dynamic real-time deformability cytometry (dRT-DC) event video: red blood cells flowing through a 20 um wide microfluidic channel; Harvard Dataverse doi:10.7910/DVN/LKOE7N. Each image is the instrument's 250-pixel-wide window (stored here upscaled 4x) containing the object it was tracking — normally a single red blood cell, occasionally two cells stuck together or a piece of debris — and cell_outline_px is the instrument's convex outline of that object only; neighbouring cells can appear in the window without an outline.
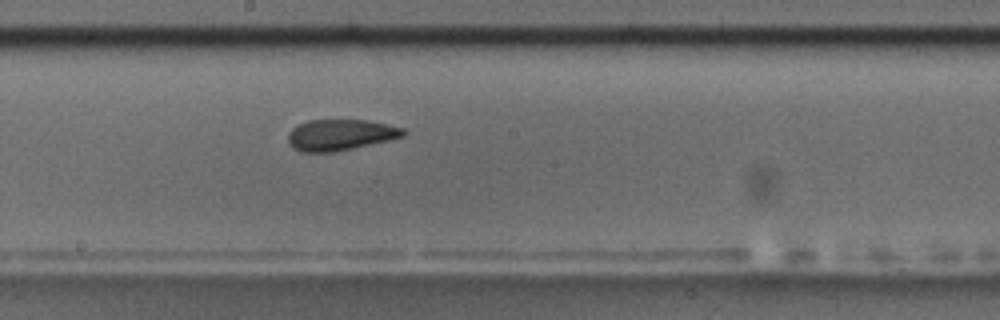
{"species": "common noctule bat (a hibernating species)", "species_latin": "Nyctalus noctula", "temperature_condition": "room temperature", "stored_images_in_passage": 8, "camera_frame_rate_fps": 3000, "um_per_image_px": 0.085, "animal": {"sex": "male", "body_mass_g": 17.5, "forearm_length_mm": 52.3}, "frame": {"image": 1, "passage_image": 8, "time_ms": 9.0, "image_size_px": [1000, 320], "cell_outline_px": [[408, 132], [404, 136], [388, 140], [352, 148], [332, 152], [300, 152], [292, 148], [288, 144], [288, 132], [292, 128], [308, 120], [364, 120], [404, 128]], "centroid_in_image_um": [28.89, 11.47], "position_along_channel_um": 219.3, "area_um2": 20.75}}